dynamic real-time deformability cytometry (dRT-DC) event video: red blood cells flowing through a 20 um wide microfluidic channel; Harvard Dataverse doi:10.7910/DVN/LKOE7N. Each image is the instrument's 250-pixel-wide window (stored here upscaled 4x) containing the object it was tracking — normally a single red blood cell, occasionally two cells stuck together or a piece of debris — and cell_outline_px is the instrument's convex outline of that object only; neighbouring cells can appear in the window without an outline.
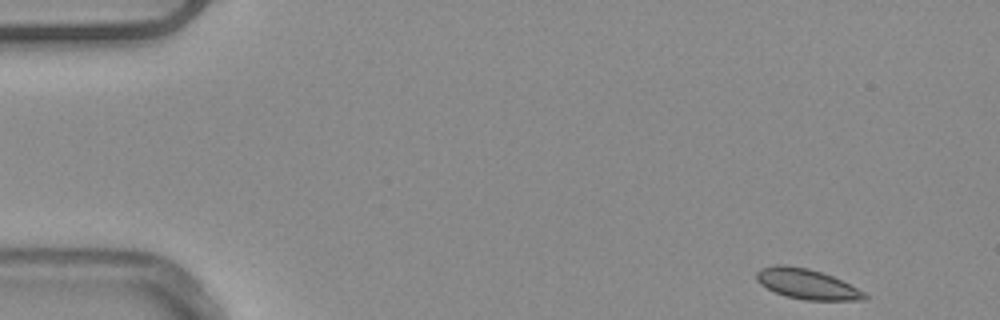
{"species": "common noctule bat (a hibernating species)", "species_latin": "Nyctalus noctula", "temperature_condition": "warm", "stored_images_in_passage": 49, "camera_frame_rate_fps": 3000, "um_per_image_px": 0.085, "animal": {"sex": "male", "body_mass_g": 20.4}, "frame": {"image": 1, "passage_image": 1, "time_ms": 0.0, "image_size_px": [1000, 320], "cell_outline_px": [[868, 296], [864, 300], [804, 300], [784, 296], [760, 284], [756, 280], [756, 272], [760, 268], [776, 264], [784, 264], [808, 268], [832, 276], [864, 292]], "centroid_in_image_um": [68.53, 24.13], "position_along_channel_um": 16.5, "area_um2": 18.9}}
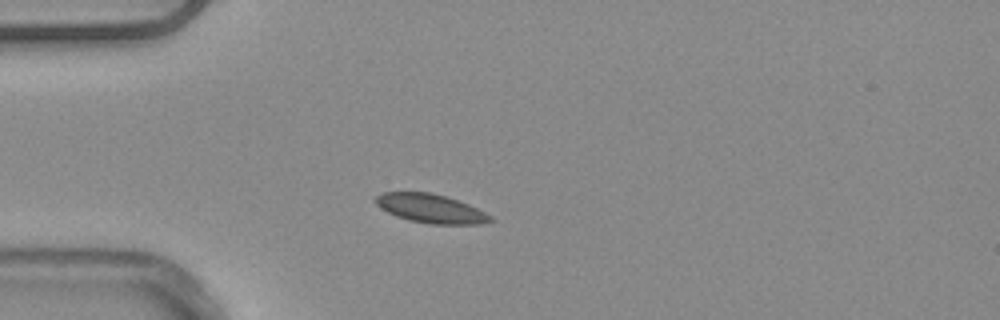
{"frame": {"image": 2, "passage_image": 11, "time_ms": 3.333, "image_size_px": [1000, 320], "cell_outline_px": [[496, 220], [484, 224], [428, 224], [408, 220], [396, 216], [380, 208], [372, 200], [376, 196], [384, 192], [432, 192], [468, 204], [492, 216]], "centroid_in_image_um": [36.6, 17.73], "position_along_channel_um": 48.4, "area_um2": 19.42}}
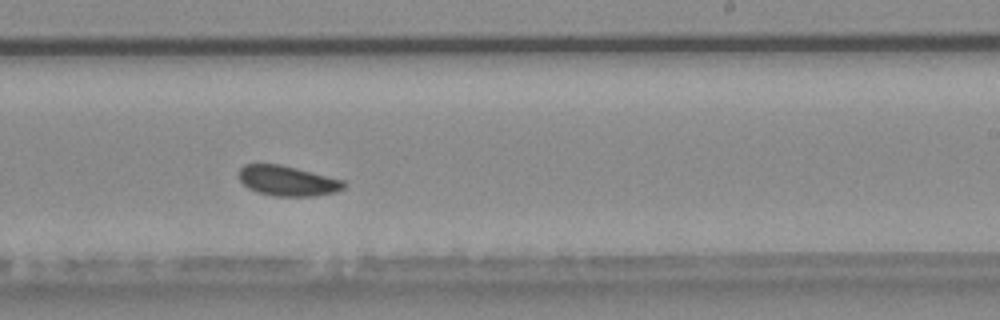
{"frame": {"image": 3, "passage_image": 29, "time_ms": 9.333, "image_size_px": [1000, 320], "cell_outline_px": [[348, 184], [344, 188], [336, 192], [312, 196], [276, 196], [256, 192], [248, 188], [236, 176], [240, 168], [244, 164], [280, 164], [344, 180]], "centroid_in_image_um": [24.42, 15.37], "position_along_channel_um": 264.6, "area_um2": 18.55}, "authors_computed_cell_mechanics": {"area_um2": 18.5538, "velocity_mm_per_s": 3.8595, "shape_relaxation_time_tau1_ms": 2.4883, "shape_relaxation_time_tau2_ms": null, "deformation_change_tau1": 0.0423, "deformation_change_tau2": null}}